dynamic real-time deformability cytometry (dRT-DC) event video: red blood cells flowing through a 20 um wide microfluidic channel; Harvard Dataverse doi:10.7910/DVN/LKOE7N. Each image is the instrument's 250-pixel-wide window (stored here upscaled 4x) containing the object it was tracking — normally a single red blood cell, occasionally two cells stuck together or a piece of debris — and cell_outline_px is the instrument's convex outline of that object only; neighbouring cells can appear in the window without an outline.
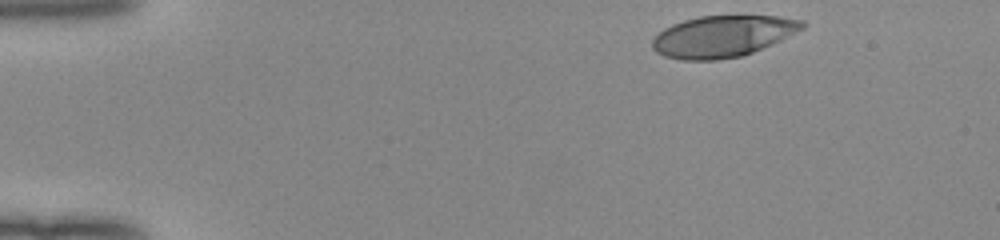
{"species": "human", "species_latin": "Homo sapiens", "temperature_condition": "room temperature", "stored_images_in_passage": 41, "camera_frame_rate_fps": 3000, "um_per_image_px": 0.085, "donor": {"sex": "female"}, "frame": {"image": 1, "passage_image": 1, "time_ms": 0.0, "image_size_px": [1000, 240], "cell_outline_px": [[808, 24], [804, 28], [772, 44], [752, 52], [740, 56], [716, 60], [680, 60], [664, 56], [656, 52], [652, 48], [652, 40], [664, 28], [672, 24], [684, 20], [700, 16], [780, 16], [804, 20]], "centroid_in_image_um": [61.43, 3.08], "position_along_channel_um": 23.6, "area_um2": 36.18}}
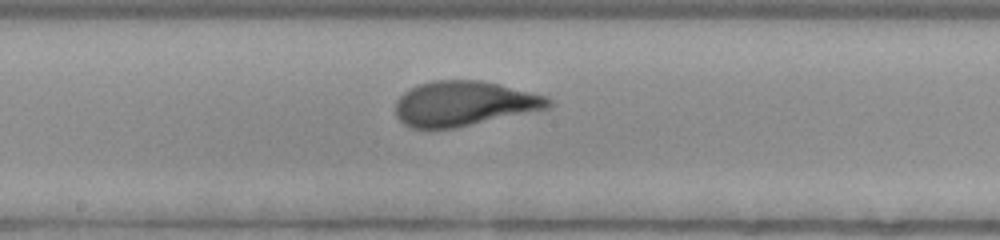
{"frame": {"image": 2, "passage_image": 22, "time_ms": 7.0, "image_size_px": [1000, 240], "cell_outline_px": [[552, 104], [548, 108], [456, 128], [412, 128], [404, 124], [396, 116], [396, 100], [408, 88], [432, 80], [480, 80], [500, 84], [548, 96], [552, 100]], "centroid_in_image_um": [39.44, 8.79], "position_along_channel_um": 208.8, "area_um2": 40.06}}
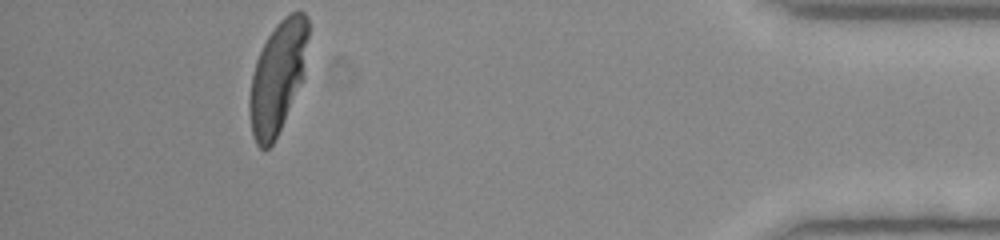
{"frame": {"image": 3, "passage_image": 41, "time_ms": 13.333, "image_size_px": [1000, 240], "cell_outline_px": [[308, 36], [304, 76], [280, 128], [272, 144], [268, 148], [260, 148], [256, 144], [252, 136], [248, 108], [248, 100], [252, 72], [256, 60], [268, 36], [276, 24], [284, 16], [292, 12], [304, 12], [308, 16]], "centroid_in_image_um": [23.58, 6.54], "position_along_channel_um": 411.6, "area_um2": 38.03}, "authors_computed_cell_mechanics": {"area_um2": 39.015, "velocity_mm_per_s": 4.0152, "shape_relaxation_time_tau1_ms": 3.456, "shape_relaxation_time_tau2_ms": null, "deformation_change_tau1": 0.1954, "deformation_change_tau2": null}}